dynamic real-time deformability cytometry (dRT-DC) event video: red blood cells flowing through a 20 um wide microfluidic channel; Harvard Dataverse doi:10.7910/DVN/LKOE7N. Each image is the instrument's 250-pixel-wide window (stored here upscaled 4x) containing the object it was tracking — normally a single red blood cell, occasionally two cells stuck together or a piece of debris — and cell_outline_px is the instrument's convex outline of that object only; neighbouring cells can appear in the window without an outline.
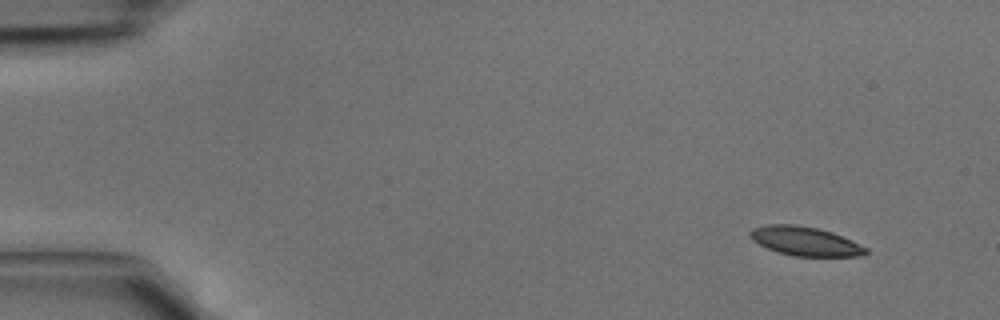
{"species": "common noctule bat (a hibernating species)", "species_latin": "Nyctalus noctula", "temperature_condition": "cold", "stored_images_in_passage": 4, "camera_frame_rate_fps": 3000, "um_per_image_px": 0.085, "animal": {"sex": "male", "body_mass_g": 15.6}, "frame": {"image": 1, "passage_image": 1, "time_ms": 0.0, "image_size_px": [1000, 320], "cell_outline_px": [[868, 252], [864, 256], [792, 256], [776, 252], [752, 240], [748, 236], [748, 232], [752, 228], [768, 224], [796, 224], [816, 228], [832, 232], [852, 240], [868, 248]], "centroid_in_image_um": [68.43, 20.5], "position_along_channel_um": 16.6, "area_um2": 19.77}}
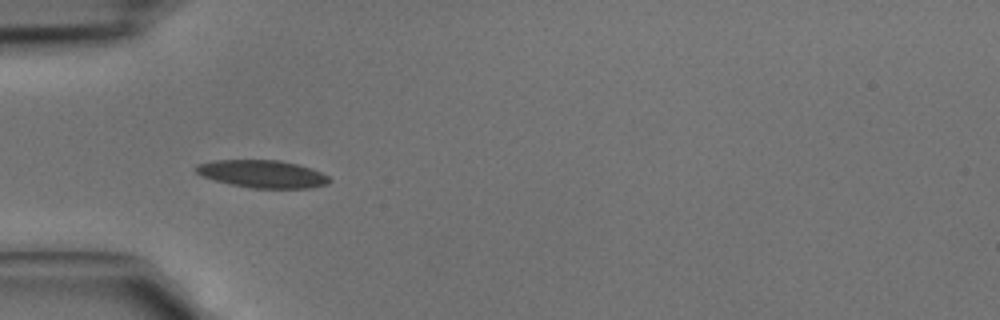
{"frame": {"image": 2, "passage_image": 4, "time_ms": 1.0, "image_size_px": [1000, 320], "cell_outline_px": [[332, 180], [328, 184], [308, 188], [252, 188], [232, 184], [200, 176], [192, 168], [196, 164], [216, 160], [280, 160], [312, 168], [328, 176]], "centroid_in_image_um": [22.29, 14.78], "position_along_channel_um": 62.7, "area_um2": 21.5}}